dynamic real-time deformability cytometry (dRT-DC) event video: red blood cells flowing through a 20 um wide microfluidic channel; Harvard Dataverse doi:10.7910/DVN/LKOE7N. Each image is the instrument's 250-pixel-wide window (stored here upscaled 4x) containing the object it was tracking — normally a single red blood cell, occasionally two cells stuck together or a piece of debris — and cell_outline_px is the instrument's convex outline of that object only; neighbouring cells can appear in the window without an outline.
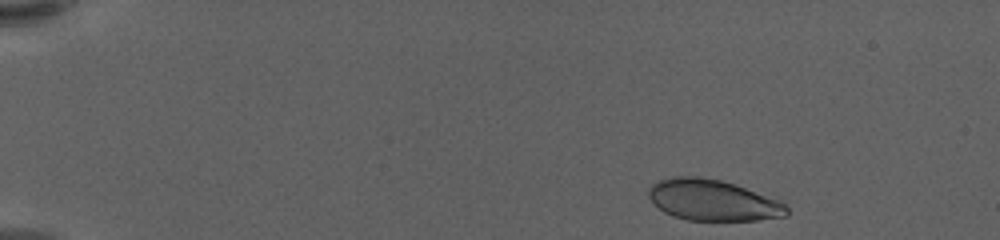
{"species": "human", "species_latin": "Homo sapiens", "temperature_condition": "warm", "stored_images_in_passage": 52, "camera_frame_rate_fps": 3000, "um_per_image_px": 0.085, "donor": {"sex": "female"}, "frame": {"image": 1, "passage_image": 2, "time_ms": 0.333, "image_size_px": [1000, 240], "cell_outline_px": [[788, 216], [756, 220], [688, 220], [672, 216], [664, 212], [648, 196], [648, 188], [652, 184], [660, 180], [672, 176], [700, 176], [720, 180], [780, 200], [788, 204]], "centroid_in_image_um": [60.6, 17.02], "position_along_channel_um": 24.4, "area_um2": 32.95}}
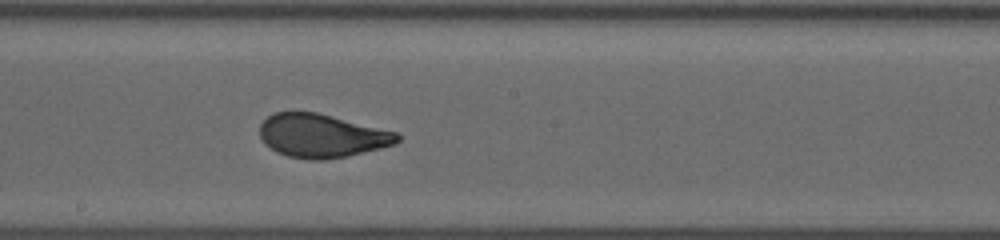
{"frame": {"image": 2, "passage_image": 28, "time_ms": 9.0, "image_size_px": [1000, 240], "cell_outline_px": [[400, 140], [396, 144], [348, 156], [324, 160], [308, 160], [288, 156], [276, 152], [264, 144], [260, 136], [260, 124], [272, 112], [316, 112], [396, 132], [400, 136]], "centroid_in_image_um": [27.32, 11.55], "position_along_channel_um": 220.9, "area_um2": 34.85}}
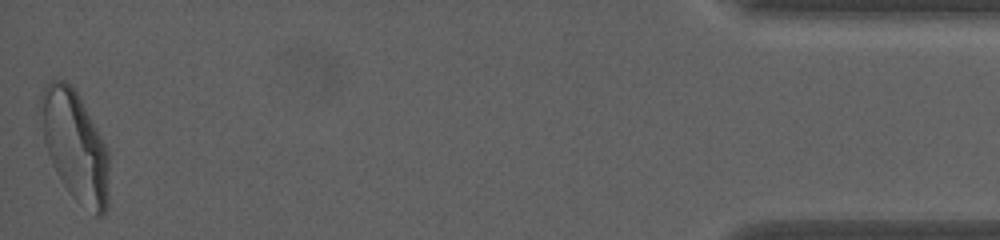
{"frame": {"image": 3, "passage_image": 52, "time_ms": 17.0, "image_size_px": [1000, 240], "cell_outline_px": [[108, 208], [104, 216], [96, 216], [72, 196], [68, 192], [60, 180], [52, 164], [44, 140], [36, 112], [40, 92], [48, 80], [64, 80], [76, 92], [100, 136], [108, 152]], "centroid_in_image_um": [6.31, 12.39], "position_along_channel_um": 428.9, "area_um2": 43.99}, "authors_computed_cell_mechanics": {"area_um2": 35.547, "velocity_mm_per_s": 3.5909, "shape_relaxation_time_tau1_ms": 4.6657, "shape_relaxation_time_tau2_ms": null, "deformation_change_tau1": 0.1732, "deformation_change_tau2": null}}